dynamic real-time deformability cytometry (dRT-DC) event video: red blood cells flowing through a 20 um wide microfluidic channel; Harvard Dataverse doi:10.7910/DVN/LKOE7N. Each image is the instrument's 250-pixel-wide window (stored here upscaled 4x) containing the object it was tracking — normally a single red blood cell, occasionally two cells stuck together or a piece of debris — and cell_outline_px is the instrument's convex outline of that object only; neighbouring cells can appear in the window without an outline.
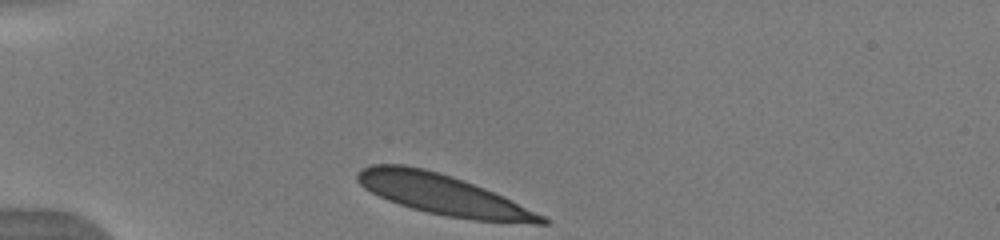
{"species": "human", "species_latin": "Homo sapiens", "temperature_condition": "warm", "stored_images_in_passage": 38, "camera_frame_rate_fps": 3000, "um_per_image_px": 0.085, "donor": {"sex": "male"}, "frame": {"image": 1, "passage_image": 1, "time_ms": 0.0, "image_size_px": [1000, 240], "cell_outline_px": [[552, 220], [548, 224], [532, 224], [476, 220], [448, 216], [428, 212], [412, 208], [388, 200], [364, 188], [356, 180], [356, 172], [372, 164], [404, 164], [424, 168], [440, 172], [452, 176], [484, 188], [504, 196]], "centroid_in_image_um": [37.67, 16.54], "position_along_channel_um": 47.3, "area_um2": 43.06}}
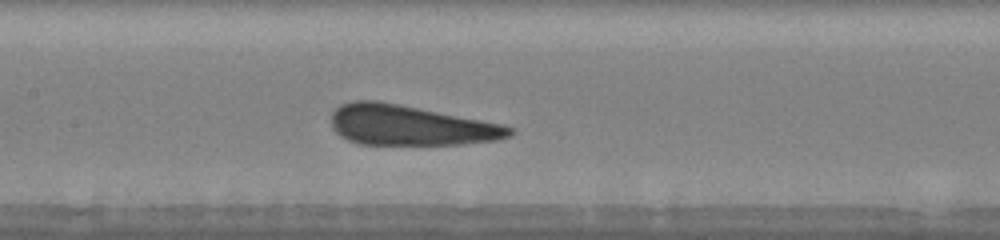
{"frame": {"image": 2, "passage_image": 13, "time_ms": 4.0, "image_size_px": [1000, 240], "cell_outline_px": [[516, 132], [512, 136], [496, 140], [460, 144], [360, 144], [348, 140], [340, 136], [332, 128], [332, 112], [340, 104], [356, 100], [380, 100], [504, 124], [516, 128]], "centroid_in_image_um": [34.9, 10.64], "position_along_channel_um": 172.5, "area_um2": 42.08}}
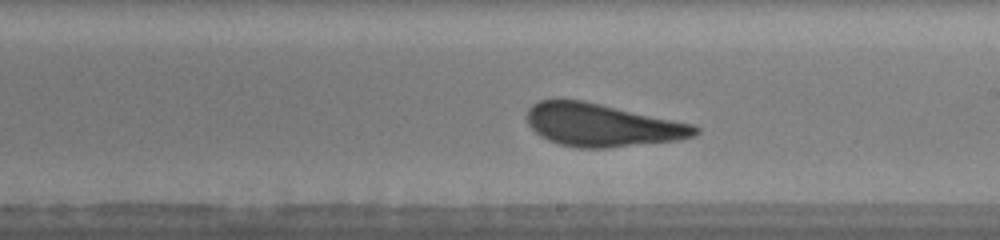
{"frame": {"image": 3, "passage_image": 18, "time_ms": 5.667, "image_size_px": [1000, 240], "cell_outline_px": [[700, 132], [696, 136], [680, 140], [608, 148], [580, 148], [560, 144], [548, 140], [540, 136], [528, 124], [528, 108], [532, 104], [540, 100], [580, 100], [600, 104], [692, 124], [700, 128]], "centroid_in_image_um": [51.19, 10.65], "position_along_channel_um": 237.8, "area_um2": 41.67}, "authors_computed_cell_mechanics": {"area_um2": 41.9917, "velocity_mm_per_s": 3.9202, "shape_relaxation_time_tau1_ms": 4.2456, "shape_relaxation_time_tau2_ms": null, "deformation_change_tau1": 0.1434, "deformation_change_tau2": null}}